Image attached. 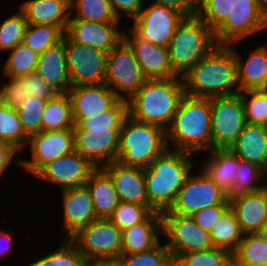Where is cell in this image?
<instances>
[{
    "instance_id": "obj_1",
    "label": "cell",
    "mask_w": 267,
    "mask_h": 266,
    "mask_svg": "<svg viewBox=\"0 0 267 266\" xmlns=\"http://www.w3.org/2000/svg\"><path fill=\"white\" fill-rule=\"evenodd\" d=\"M128 115V101L119 99L109 110L84 118L73 128L75 151L97 168L117 161L120 130Z\"/></svg>"
},
{
    "instance_id": "obj_2",
    "label": "cell",
    "mask_w": 267,
    "mask_h": 266,
    "mask_svg": "<svg viewBox=\"0 0 267 266\" xmlns=\"http://www.w3.org/2000/svg\"><path fill=\"white\" fill-rule=\"evenodd\" d=\"M185 94L214 98L240 93L237 61L228 45H217L183 76Z\"/></svg>"
},
{
    "instance_id": "obj_3",
    "label": "cell",
    "mask_w": 267,
    "mask_h": 266,
    "mask_svg": "<svg viewBox=\"0 0 267 266\" xmlns=\"http://www.w3.org/2000/svg\"><path fill=\"white\" fill-rule=\"evenodd\" d=\"M210 122L211 98L185 94L171 125L166 130L168 149L194 155L212 150Z\"/></svg>"
},
{
    "instance_id": "obj_4",
    "label": "cell",
    "mask_w": 267,
    "mask_h": 266,
    "mask_svg": "<svg viewBox=\"0 0 267 266\" xmlns=\"http://www.w3.org/2000/svg\"><path fill=\"white\" fill-rule=\"evenodd\" d=\"M194 154L167 149L145 169V186L148 205L164 212L175 202L180 188L196 168ZM195 166V167H194Z\"/></svg>"
},
{
    "instance_id": "obj_5",
    "label": "cell",
    "mask_w": 267,
    "mask_h": 266,
    "mask_svg": "<svg viewBox=\"0 0 267 266\" xmlns=\"http://www.w3.org/2000/svg\"><path fill=\"white\" fill-rule=\"evenodd\" d=\"M184 95L183 77L148 79L128 100V114L134 120L166 131Z\"/></svg>"
},
{
    "instance_id": "obj_6",
    "label": "cell",
    "mask_w": 267,
    "mask_h": 266,
    "mask_svg": "<svg viewBox=\"0 0 267 266\" xmlns=\"http://www.w3.org/2000/svg\"><path fill=\"white\" fill-rule=\"evenodd\" d=\"M217 45L214 32L197 14L184 17L168 45L171 68L183 77Z\"/></svg>"
},
{
    "instance_id": "obj_7",
    "label": "cell",
    "mask_w": 267,
    "mask_h": 266,
    "mask_svg": "<svg viewBox=\"0 0 267 266\" xmlns=\"http://www.w3.org/2000/svg\"><path fill=\"white\" fill-rule=\"evenodd\" d=\"M168 149L166 131L128 115L122 124L117 161L126 166L146 169Z\"/></svg>"
},
{
    "instance_id": "obj_8",
    "label": "cell",
    "mask_w": 267,
    "mask_h": 266,
    "mask_svg": "<svg viewBox=\"0 0 267 266\" xmlns=\"http://www.w3.org/2000/svg\"><path fill=\"white\" fill-rule=\"evenodd\" d=\"M147 80L133 49L122 39L107 54L104 83L120 100L128 101Z\"/></svg>"
},
{
    "instance_id": "obj_9",
    "label": "cell",
    "mask_w": 267,
    "mask_h": 266,
    "mask_svg": "<svg viewBox=\"0 0 267 266\" xmlns=\"http://www.w3.org/2000/svg\"><path fill=\"white\" fill-rule=\"evenodd\" d=\"M163 237L173 262L183 254L214 248L210 232L202 229L191 216L162 212Z\"/></svg>"
},
{
    "instance_id": "obj_10",
    "label": "cell",
    "mask_w": 267,
    "mask_h": 266,
    "mask_svg": "<svg viewBox=\"0 0 267 266\" xmlns=\"http://www.w3.org/2000/svg\"><path fill=\"white\" fill-rule=\"evenodd\" d=\"M197 168L196 173L192 171L187 177L171 208L164 212L191 216L209 206L230 205L226 192L201 168Z\"/></svg>"
},
{
    "instance_id": "obj_11",
    "label": "cell",
    "mask_w": 267,
    "mask_h": 266,
    "mask_svg": "<svg viewBox=\"0 0 267 266\" xmlns=\"http://www.w3.org/2000/svg\"><path fill=\"white\" fill-rule=\"evenodd\" d=\"M212 149L229 148L246 126L241 95L211 98Z\"/></svg>"
},
{
    "instance_id": "obj_12",
    "label": "cell",
    "mask_w": 267,
    "mask_h": 266,
    "mask_svg": "<svg viewBox=\"0 0 267 266\" xmlns=\"http://www.w3.org/2000/svg\"><path fill=\"white\" fill-rule=\"evenodd\" d=\"M70 240L86 260L120 257L122 253V231L108 218H97Z\"/></svg>"
},
{
    "instance_id": "obj_13",
    "label": "cell",
    "mask_w": 267,
    "mask_h": 266,
    "mask_svg": "<svg viewBox=\"0 0 267 266\" xmlns=\"http://www.w3.org/2000/svg\"><path fill=\"white\" fill-rule=\"evenodd\" d=\"M264 30H267V20L257 0H235L227 19L214 31V37L218 45H230Z\"/></svg>"
},
{
    "instance_id": "obj_14",
    "label": "cell",
    "mask_w": 267,
    "mask_h": 266,
    "mask_svg": "<svg viewBox=\"0 0 267 266\" xmlns=\"http://www.w3.org/2000/svg\"><path fill=\"white\" fill-rule=\"evenodd\" d=\"M65 49L71 87L105 82L108 52L71 41L66 35Z\"/></svg>"
},
{
    "instance_id": "obj_15",
    "label": "cell",
    "mask_w": 267,
    "mask_h": 266,
    "mask_svg": "<svg viewBox=\"0 0 267 266\" xmlns=\"http://www.w3.org/2000/svg\"><path fill=\"white\" fill-rule=\"evenodd\" d=\"M31 157H21L20 167L34 176L44 165L75 151L73 129L41 131L28 138ZM24 158V159H23Z\"/></svg>"
},
{
    "instance_id": "obj_16",
    "label": "cell",
    "mask_w": 267,
    "mask_h": 266,
    "mask_svg": "<svg viewBox=\"0 0 267 266\" xmlns=\"http://www.w3.org/2000/svg\"><path fill=\"white\" fill-rule=\"evenodd\" d=\"M145 4L129 28L139 38L155 45L168 47L177 25L185 16L171 7L152 2Z\"/></svg>"
},
{
    "instance_id": "obj_17",
    "label": "cell",
    "mask_w": 267,
    "mask_h": 266,
    "mask_svg": "<svg viewBox=\"0 0 267 266\" xmlns=\"http://www.w3.org/2000/svg\"><path fill=\"white\" fill-rule=\"evenodd\" d=\"M97 167L77 151L57 158L44 165L33 178L47 182L60 190L86 185Z\"/></svg>"
},
{
    "instance_id": "obj_18",
    "label": "cell",
    "mask_w": 267,
    "mask_h": 266,
    "mask_svg": "<svg viewBox=\"0 0 267 266\" xmlns=\"http://www.w3.org/2000/svg\"><path fill=\"white\" fill-rule=\"evenodd\" d=\"M121 26V22L98 23L69 19L65 35L71 41L109 52L123 39L124 29Z\"/></svg>"
},
{
    "instance_id": "obj_19",
    "label": "cell",
    "mask_w": 267,
    "mask_h": 266,
    "mask_svg": "<svg viewBox=\"0 0 267 266\" xmlns=\"http://www.w3.org/2000/svg\"><path fill=\"white\" fill-rule=\"evenodd\" d=\"M62 202V229L70 239L80 229L97 219L91 193L87 186L60 190Z\"/></svg>"
},
{
    "instance_id": "obj_20",
    "label": "cell",
    "mask_w": 267,
    "mask_h": 266,
    "mask_svg": "<svg viewBox=\"0 0 267 266\" xmlns=\"http://www.w3.org/2000/svg\"><path fill=\"white\" fill-rule=\"evenodd\" d=\"M123 39L133 49L140 68L148 79L177 77L171 68L168 47L139 38L130 28L124 29Z\"/></svg>"
},
{
    "instance_id": "obj_21",
    "label": "cell",
    "mask_w": 267,
    "mask_h": 266,
    "mask_svg": "<svg viewBox=\"0 0 267 266\" xmlns=\"http://www.w3.org/2000/svg\"><path fill=\"white\" fill-rule=\"evenodd\" d=\"M68 94L72 102L75 125L84 118L109 110L119 100L105 83L74 86L68 90Z\"/></svg>"
},
{
    "instance_id": "obj_22",
    "label": "cell",
    "mask_w": 267,
    "mask_h": 266,
    "mask_svg": "<svg viewBox=\"0 0 267 266\" xmlns=\"http://www.w3.org/2000/svg\"><path fill=\"white\" fill-rule=\"evenodd\" d=\"M112 178L120 202L148 205L145 169L114 161L102 167Z\"/></svg>"
},
{
    "instance_id": "obj_23",
    "label": "cell",
    "mask_w": 267,
    "mask_h": 266,
    "mask_svg": "<svg viewBox=\"0 0 267 266\" xmlns=\"http://www.w3.org/2000/svg\"><path fill=\"white\" fill-rule=\"evenodd\" d=\"M160 236H163L162 215L153 211L144 221L122 231L121 255L151 250L163 241Z\"/></svg>"
},
{
    "instance_id": "obj_24",
    "label": "cell",
    "mask_w": 267,
    "mask_h": 266,
    "mask_svg": "<svg viewBox=\"0 0 267 266\" xmlns=\"http://www.w3.org/2000/svg\"><path fill=\"white\" fill-rule=\"evenodd\" d=\"M36 72L57 93H68L71 82L66 60L65 34L60 42L39 54Z\"/></svg>"
},
{
    "instance_id": "obj_25",
    "label": "cell",
    "mask_w": 267,
    "mask_h": 266,
    "mask_svg": "<svg viewBox=\"0 0 267 266\" xmlns=\"http://www.w3.org/2000/svg\"><path fill=\"white\" fill-rule=\"evenodd\" d=\"M228 45L237 61L238 84L240 92L249 89H267V44L256 47L246 59H243L237 45Z\"/></svg>"
},
{
    "instance_id": "obj_26",
    "label": "cell",
    "mask_w": 267,
    "mask_h": 266,
    "mask_svg": "<svg viewBox=\"0 0 267 266\" xmlns=\"http://www.w3.org/2000/svg\"><path fill=\"white\" fill-rule=\"evenodd\" d=\"M244 234L257 233L267 223V189L251 192L230 202Z\"/></svg>"
},
{
    "instance_id": "obj_27",
    "label": "cell",
    "mask_w": 267,
    "mask_h": 266,
    "mask_svg": "<svg viewBox=\"0 0 267 266\" xmlns=\"http://www.w3.org/2000/svg\"><path fill=\"white\" fill-rule=\"evenodd\" d=\"M27 24L59 26L64 32L70 19V0H24L17 4Z\"/></svg>"
},
{
    "instance_id": "obj_28",
    "label": "cell",
    "mask_w": 267,
    "mask_h": 266,
    "mask_svg": "<svg viewBox=\"0 0 267 266\" xmlns=\"http://www.w3.org/2000/svg\"><path fill=\"white\" fill-rule=\"evenodd\" d=\"M229 149L241 160L267 169V126L247 123Z\"/></svg>"
},
{
    "instance_id": "obj_29",
    "label": "cell",
    "mask_w": 267,
    "mask_h": 266,
    "mask_svg": "<svg viewBox=\"0 0 267 266\" xmlns=\"http://www.w3.org/2000/svg\"><path fill=\"white\" fill-rule=\"evenodd\" d=\"M205 154L208 157L201 161L199 167L227 192L230 186L235 183L237 166L241 159L229 148L212 149Z\"/></svg>"
},
{
    "instance_id": "obj_30",
    "label": "cell",
    "mask_w": 267,
    "mask_h": 266,
    "mask_svg": "<svg viewBox=\"0 0 267 266\" xmlns=\"http://www.w3.org/2000/svg\"><path fill=\"white\" fill-rule=\"evenodd\" d=\"M97 218H109L119 204L118 194L111 176L102 168H96L86 182Z\"/></svg>"
},
{
    "instance_id": "obj_31",
    "label": "cell",
    "mask_w": 267,
    "mask_h": 266,
    "mask_svg": "<svg viewBox=\"0 0 267 266\" xmlns=\"http://www.w3.org/2000/svg\"><path fill=\"white\" fill-rule=\"evenodd\" d=\"M72 102L68 93H57L42 111V131L73 129Z\"/></svg>"
},
{
    "instance_id": "obj_32",
    "label": "cell",
    "mask_w": 267,
    "mask_h": 266,
    "mask_svg": "<svg viewBox=\"0 0 267 266\" xmlns=\"http://www.w3.org/2000/svg\"><path fill=\"white\" fill-rule=\"evenodd\" d=\"M233 183L226 192L228 202L265 188V170L254 163L241 160Z\"/></svg>"
},
{
    "instance_id": "obj_33",
    "label": "cell",
    "mask_w": 267,
    "mask_h": 266,
    "mask_svg": "<svg viewBox=\"0 0 267 266\" xmlns=\"http://www.w3.org/2000/svg\"><path fill=\"white\" fill-rule=\"evenodd\" d=\"M212 242L216 248L224 249L232 254L238 249L244 233L234 211L229 207L210 231Z\"/></svg>"
},
{
    "instance_id": "obj_34",
    "label": "cell",
    "mask_w": 267,
    "mask_h": 266,
    "mask_svg": "<svg viewBox=\"0 0 267 266\" xmlns=\"http://www.w3.org/2000/svg\"><path fill=\"white\" fill-rule=\"evenodd\" d=\"M70 19L98 23L122 22L115 15L110 0H70Z\"/></svg>"
},
{
    "instance_id": "obj_35",
    "label": "cell",
    "mask_w": 267,
    "mask_h": 266,
    "mask_svg": "<svg viewBox=\"0 0 267 266\" xmlns=\"http://www.w3.org/2000/svg\"><path fill=\"white\" fill-rule=\"evenodd\" d=\"M6 53L8 58L2 62L4 67L0 70L1 75L22 77L36 71L39 54L23 42Z\"/></svg>"
},
{
    "instance_id": "obj_36",
    "label": "cell",
    "mask_w": 267,
    "mask_h": 266,
    "mask_svg": "<svg viewBox=\"0 0 267 266\" xmlns=\"http://www.w3.org/2000/svg\"><path fill=\"white\" fill-rule=\"evenodd\" d=\"M234 266H264L267 264V242L257 233L244 234L233 254Z\"/></svg>"
},
{
    "instance_id": "obj_37",
    "label": "cell",
    "mask_w": 267,
    "mask_h": 266,
    "mask_svg": "<svg viewBox=\"0 0 267 266\" xmlns=\"http://www.w3.org/2000/svg\"><path fill=\"white\" fill-rule=\"evenodd\" d=\"M29 136L24 132L15 108L0 101V140L12 144L23 153Z\"/></svg>"
},
{
    "instance_id": "obj_38",
    "label": "cell",
    "mask_w": 267,
    "mask_h": 266,
    "mask_svg": "<svg viewBox=\"0 0 267 266\" xmlns=\"http://www.w3.org/2000/svg\"><path fill=\"white\" fill-rule=\"evenodd\" d=\"M65 32L56 25L27 24L23 43L38 54L60 42Z\"/></svg>"
},
{
    "instance_id": "obj_39",
    "label": "cell",
    "mask_w": 267,
    "mask_h": 266,
    "mask_svg": "<svg viewBox=\"0 0 267 266\" xmlns=\"http://www.w3.org/2000/svg\"><path fill=\"white\" fill-rule=\"evenodd\" d=\"M59 245L55 251L45 253L43 257L25 266H84L85 256L70 239H63Z\"/></svg>"
},
{
    "instance_id": "obj_40",
    "label": "cell",
    "mask_w": 267,
    "mask_h": 266,
    "mask_svg": "<svg viewBox=\"0 0 267 266\" xmlns=\"http://www.w3.org/2000/svg\"><path fill=\"white\" fill-rule=\"evenodd\" d=\"M17 7L16 13L4 18L0 22V51L4 54L16 48L23 41L27 20L23 12Z\"/></svg>"
},
{
    "instance_id": "obj_41",
    "label": "cell",
    "mask_w": 267,
    "mask_h": 266,
    "mask_svg": "<svg viewBox=\"0 0 267 266\" xmlns=\"http://www.w3.org/2000/svg\"><path fill=\"white\" fill-rule=\"evenodd\" d=\"M174 264L176 266H234V260L231 252L214 247L206 251L180 255Z\"/></svg>"
},
{
    "instance_id": "obj_42",
    "label": "cell",
    "mask_w": 267,
    "mask_h": 266,
    "mask_svg": "<svg viewBox=\"0 0 267 266\" xmlns=\"http://www.w3.org/2000/svg\"><path fill=\"white\" fill-rule=\"evenodd\" d=\"M48 99L28 96L25 102L15 108L24 132L30 137L42 131V111Z\"/></svg>"
},
{
    "instance_id": "obj_43",
    "label": "cell",
    "mask_w": 267,
    "mask_h": 266,
    "mask_svg": "<svg viewBox=\"0 0 267 266\" xmlns=\"http://www.w3.org/2000/svg\"><path fill=\"white\" fill-rule=\"evenodd\" d=\"M246 121L267 126V89H249L240 92Z\"/></svg>"
},
{
    "instance_id": "obj_44",
    "label": "cell",
    "mask_w": 267,
    "mask_h": 266,
    "mask_svg": "<svg viewBox=\"0 0 267 266\" xmlns=\"http://www.w3.org/2000/svg\"><path fill=\"white\" fill-rule=\"evenodd\" d=\"M235 0H196V14L214 32L232 11Z\"/></svg>"
},
{
    "instance_id": "obj_45",
    "label": "cell",
    "mask_w": 267,
    "mask_h": 266,
    "mask_svg": "<svg viewBox=\"0 0 267 266\" xmlns=\"http://www.w3.org/2000/svg\"><path fill=\"white\" fill-rule=\"evenodd\" d=\"M154 210L149 205L119 202L108 218L121 231L144 221Z\"/></svg>"
},
{
    "instance_id": "obj_46",
    "label": "cell",
    "mask_w": 267,
    "mask_h": 266,
    "mask_svg": "<svg viewBox=\"0 0 267 266\" xmlns=\"http://www.w3.org/2000/svg\"><path fill=\"white\" fill-rule=\"evenodd\" d=\"M120 258L123 266H171L174 263L165 242L151 250L121 255Z\"/></svg>"
},
{
    "instance_id": "obj_47",
    "label": "cell",
    "mask_w": 267,
    "mask_h": 266,
    "mask_svg": "<svg viewBox=\"0 0 267 266\" xmlns=\"http://www.w3.org/2000/svg\"><path fill=\"white\" fill-rule=\"evenodd\" d=\"M1 76L4 81L0 79V101L11 108H17L25 102L28 95L21 87L20 80L17 77Z\"/></svg>"
},
{
    "instance_id": "obj_48",
    "label": "cell",
    "mask_w": 267,
    "mask_h": 266,
    "mask_svg": "<svg viewBox=\"0 0 267 266\" xmlns=\"http://www.w3.org/2000/svg\"><path fill=\"white\" fill-rule=\"evenodd\" d=\"M17 78L20 80L21 87H23L28 96L49 100L57 94L36 71Z\"/></svg>"
},
{
    "instance_id": "obj_49",
    "label": "cell",
    "mask_w": 267,
    "mask_h": 266,
    "mask_svg": "<svg viewBox=\"0 0 267 266\" xmlns=\"http://www.w3.org/2000/svg\"><path fill=\"white\" fill-rule=\"evenodd\" d=\"M229 207L230 205L209 206L194 213L191 217L202 229L210 232Z\"/></svg>"
},
{
    "instance_id": "obj_50",
    "label": "cell",
    "mask_w": 267,
    "mask_h": 266,
    "mask_svg": "<svg viewBox=\"0 0 267 266\" xmlns=\"http://www.w3.org/2000/svg\"><path fill=\"white\" fill-rule=\"evenodd\" d=\"M112 9L119 19L122 20L123 17L132 19L133 21L143 9L145 5V0H110ZM123 16V17H121Z\"/></svg>"
},
{
    "instance_id": "obj_51",
    "label": "cell",
    "mask_w": 267,
    "mask_h": 266,
    "mask_svg": "<svg viewBox=\"0 0 267 266\" xmlns=\"http://www.w3.org/2000/svg\"><path fill=\"white\" fill-rule=\"evenodd\" d=\"M20 153L12 144L0 140V181L4 179L2 177L4 174H8L6 170L9 169L13 161H15L13 163H16L17 167L20 166L21 157H17L19 156L17 154Z\"/></svg>"
},
{
    "instance_id": "obj_52",
    "label": "cell",
    "mask_w": 267,
    "mask_h": 266,
    "mask_svg": "<svg viewBox=\"0 0 267 266\" xmlns=\"http://www.w3.org/2000/svg\"><path fill=\"white\" fill-rule=\"evenodd\" d=\"M155 4L171 7L181 12L185 17L196 14V0H145Z\"/></svg>"
},
{
    "instance_id": "obj_53",
    "label": "cell",
    "mask_w": 267,
    "mask_h": 266,
    "mask_svg": "<svg viewBox=\"0 0 267 266\" xmlns=\"http://www.w3.org/2000/svg\"><path fill=\"white\" fill-rule=\"evenodd\" d=\"M11 232L12 230L7 232L5 229L3 230L2 227L0 228V258H5L8 254L10 255L11 249L14 248V235L11 234Z\"/></svg>"
},
{
    "instance_id": "obj_54",
    "label": "cell",
    "mask_w": 267,
    "mask_h": 266,
    "mask_svg": "<svg viewBox=\"0 0 267 266\" xmlns=\"http://www.w3.org/2000/svg\"><path fill=\"white\" fill-rule=\"evenodd\" d=\"M84 266H123L120 257L97 258L86 260Z\"/></svg>"
},
{
    "instance_id": "obj_55",
    "label": "cell",
    "mask_w": 267,
    "mask_h": 266,
    "mask_svg": "<svg viewBox=\"0 0 267 266\" xmlns=\"http://www.w3.org/2000/svg\"><path fill=\"white\" fill-rule=\"evenodd\" d=\"M257 4H258V7H259L261 14L267 20V0H257Z\"/></svg>"
},
{
    "instance_id": "obj_56",
    "label": "cell",
    "mask_w": 267,
    "mask_h": 266,
    "mask_svg": "<svg viewBox=\"0 0 267 266\" xmlns=\"http://www.w3.org/2000/svg\"><path fill=\"white\" fill-rule=\"evenodd\" d=\"M257 234H259V236H261V238L267 242V223H265L260 230L257 232Z\"/></svg>"
},
{
    "instance_id": "obj_57",
    "label": "cell",
    "mask_w": 267,
    "mask_h": 266,
    "mask_svg": "<svg viewBox=\"0 0 267 266\" xmlns=\"http://www.w3.org/2000/svg\"><path fill=\"white\" fill-rule=\"evenodd\" d=\"M265 179L267 180V169L265 170Z\"/></svg>"
}]
</instances>
